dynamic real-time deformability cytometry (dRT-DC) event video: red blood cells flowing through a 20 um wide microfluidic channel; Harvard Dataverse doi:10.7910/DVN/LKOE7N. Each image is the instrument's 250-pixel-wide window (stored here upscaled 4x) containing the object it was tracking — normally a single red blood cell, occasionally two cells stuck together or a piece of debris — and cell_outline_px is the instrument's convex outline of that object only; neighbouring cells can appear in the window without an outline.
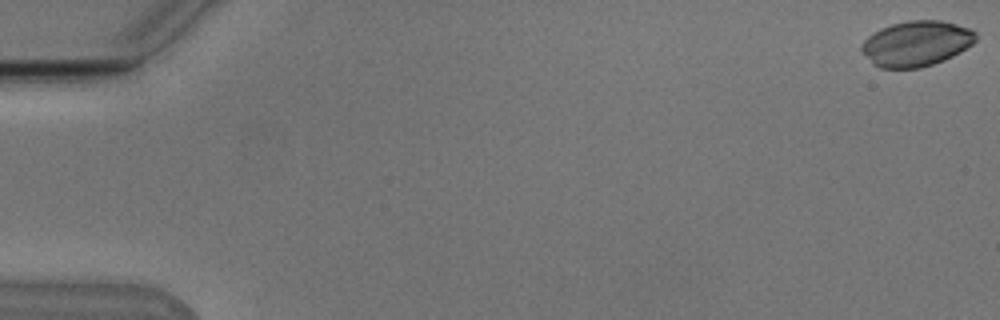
{"species": "Egyptian fruit bat (a non-hibernating species)", "species_latin": "Rousettus aegyptiacus", "temperature_condition": "cold", "stored_images_in_passage": 16, "camera_frame_rate_fps": 3000, "um_per_image_px": 0.085, "animal": {"sex": "male"}, "frame": {"image": 1, "passage_image": 1, "time_ms": 0.0, "image_size_px": [1000, 320], "cell_outline_px": [[976, 40], [972, 44], [960, 52], [944, 60], [920, 68], [880, 68], [872, 64], [860, 52], [860, 44], [868, 36], [880, 28], [892, 24], [908, 20], [940, 20], [956, 24], [968, 28], [976, 32]], "centroid_in_image_um": [77.84, 3.7], "position_along_channel_um": 7.2, "area_um2": 30.4}}
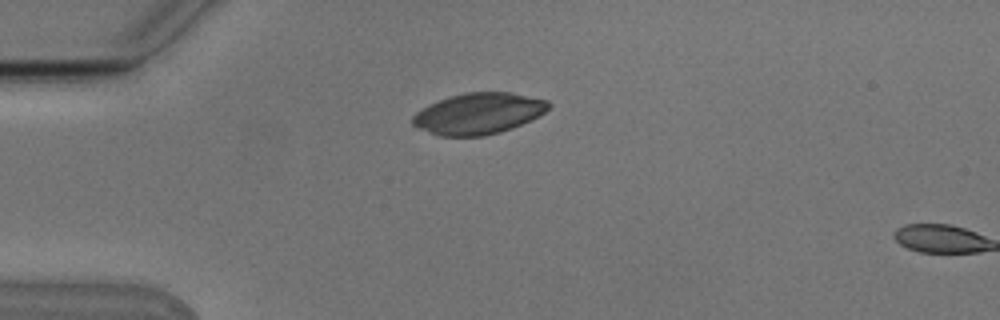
{"frame": {"image": 2, "passage_image": 15, "time_ms": 4.667, "image_size_px": [1000, 320], "cell_outline_px": [[552, 104], [540, 116], [512, 128], [500, 132], [484, 136], [440, 136], [420, 128], [412, 124], [412, 116], [416, 112], [428, 104], [448, 96], [464, 92], [512, 92], [548, 100]], "centroid_in_image_um": [40.68, 9.64], "position_along_channel_um": 44.3, "area_um2": 32.77}}